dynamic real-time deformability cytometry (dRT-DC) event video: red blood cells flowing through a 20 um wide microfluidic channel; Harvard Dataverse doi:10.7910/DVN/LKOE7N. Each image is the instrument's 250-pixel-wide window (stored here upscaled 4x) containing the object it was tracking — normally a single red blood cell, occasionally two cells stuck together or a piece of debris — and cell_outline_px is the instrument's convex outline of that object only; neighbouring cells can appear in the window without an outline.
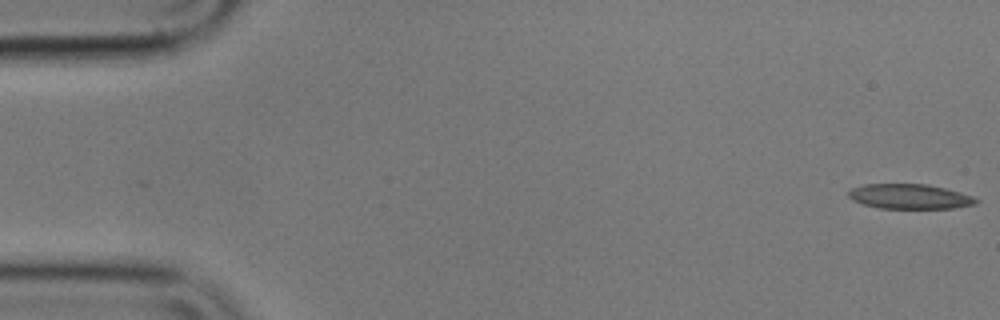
{"species": "common noctule bat (a hibernating species)", "species_latin": "Nyctalus noctula", "temperature_condition": "cold", "stored_images_in_passage": 10, "camera_frame_rate_fps": 3000, "um_per_image_px": 0.085, "animal": {"sex": "male", "body_mass_g": 17.9}, "frame": {"image": 1, "passage_image": 1, "time_ms": 0.0, "image_size_px": [1000, 320], "cell_outline_px": [[980, 200], [976, 204], [952, 208], [880, 208], [864, 204], [852, 200], [848, 196], [848, 192], [852, 188], [864, 184], [928, 184], [960, 192], [972, 196]], "centroid_in_image_um": [77.33, 16.7], "position_along_channel_um": 7.7, "area_um2": 18.38}}